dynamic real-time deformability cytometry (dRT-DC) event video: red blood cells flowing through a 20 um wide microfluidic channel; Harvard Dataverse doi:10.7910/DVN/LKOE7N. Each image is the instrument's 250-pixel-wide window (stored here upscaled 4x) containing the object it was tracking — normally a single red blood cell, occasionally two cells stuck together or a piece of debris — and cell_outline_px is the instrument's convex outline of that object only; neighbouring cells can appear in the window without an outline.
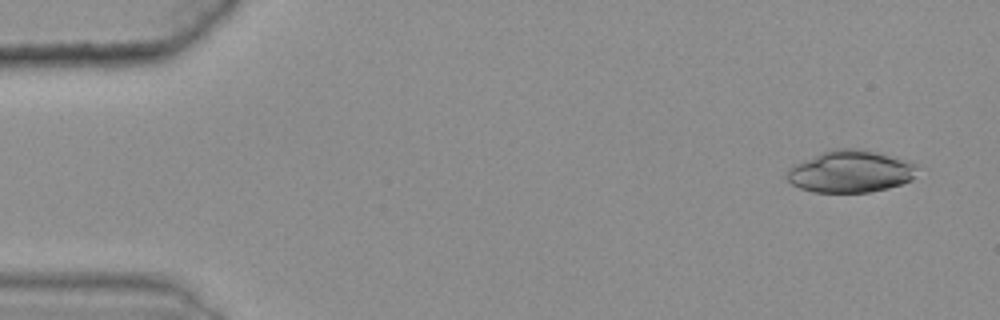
{"species": "common noctule bat (a hibernating species)", "species_latin": "Nyctalus noctula", "temperature_condition": "warm", "stored_images_in_passage": 46, "camera_frame_rate_fps": 3000, "um_per_image_px": 0.085, "animal": {"sex": "female", "body_mass_g": 25.1}, "frame": {"image": 1, "passage_image": 1, "time_ms": 0.0, "image_size_px": [1000, 320], "cell_outline_px": [[916, 168], [912, 180], [888, 188], [868, 192], [812, 192], [800, 188], [792, 184], [784, 176], [784, 172], [788, 168], [820, 152], [832, 148], [864, 148], [904, 160], [916, 164]], "centroid_in_image_um": [72.24, 14.57], "position_along_channel_um": 12.8, "area_um2": 32.02}}
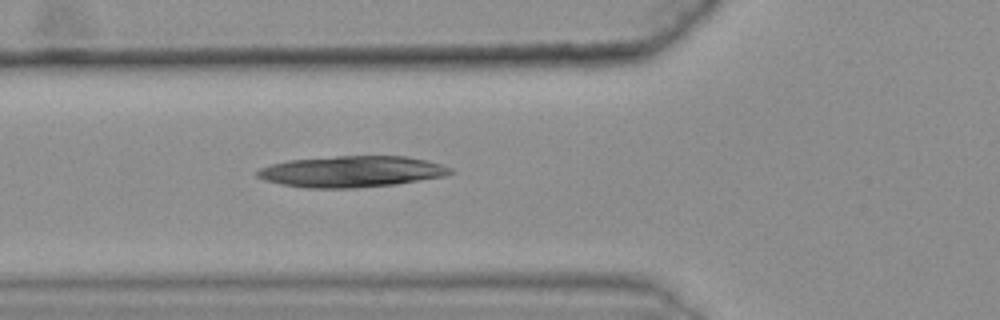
{"frame": {"image": 2, "passage_image": 18, "time_ms": 5.667, "image_size_px": [1000, 320], "cell_outline_px": [[456, 172], [444, 176], [396, 184], [356, 188], [308, 188], [284, 184], [264, 180], [256, 176], [256, 172], [260, 168], [272, 164], [288, 160], [336, 156], [404, 156], [428, 160], [452, 168]], "centroid_in_image_um": [29.92, 14.58], "position_along_channel_um": 95.9, "area_um2": 35.08}}
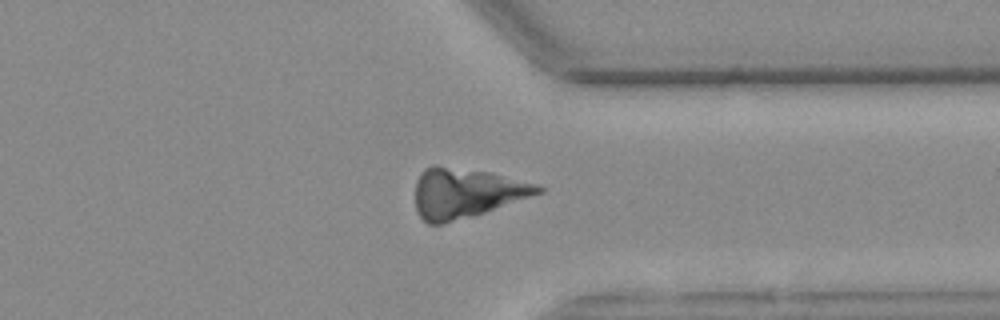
{"frame": {"image": 3, "passage_image": 41, "time_ms": 13.333, "image_size_px": [1000, 320], "cell_outline_px": [[544, 192], [472, 216], [444, 224], [428, 224], [420, 216], [416, 208], [416, 180], [424, 168], [432, 164], [436, 164], [488, 172], [536, 184], [544, 188]], "centroid_in_image_um": [39.57, 16.39], "position_along_channel_um": 371.8, "area_um2": 35.37}}